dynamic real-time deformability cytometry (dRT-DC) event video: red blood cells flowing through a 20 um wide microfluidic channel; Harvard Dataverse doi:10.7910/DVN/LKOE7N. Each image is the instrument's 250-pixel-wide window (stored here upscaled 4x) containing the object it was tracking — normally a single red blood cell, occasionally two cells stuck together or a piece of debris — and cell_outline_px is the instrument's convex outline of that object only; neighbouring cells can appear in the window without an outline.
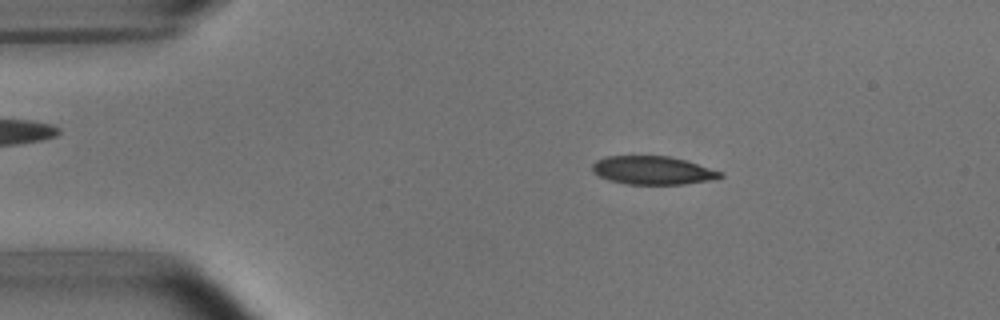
{"species": "common noctule bat (a hibernating species)", "species_latin": "Nyctalus noctula", "temperature_condition": "room temperature", "stored_images_in_passage": 51, "camera_frame_rate_fps": 3000, "um_per_image_px": 0.085, "animal": {"sex": "male", "body_mass_g": 15.6}, "frame": {"image": 1, "passage_image": 8, "time_ms": 2.333, "image_size_px": [1000, 320], "cell_outline_px": [[724, 176], [716, 180], [684, 184], [628, 184], [608, 180], [600, 176], [592, 168], [592, 164], [596, 160], [608, 156], [668, 156], [684, 160], [724, 172]], "centroid_in_image_um": [55.54, 14.49], "position_along_channel_um": 29.5, "area_um2": 21.1}}
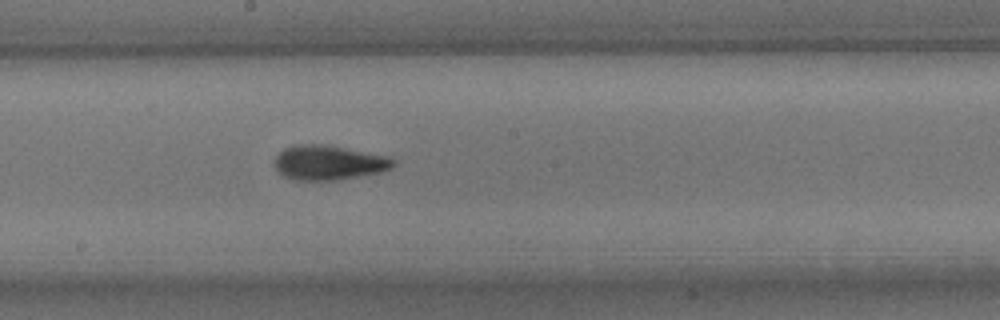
{"frame": {"image": 2, "passage_image": 27, "time_ms": 8.667, "image_size_px": [1000, 320], "cell_outline_px": [[396, 164], [392, 168], [380, 172], [336, 180], [292, 180], [284, 176], [276, 168], [276, 156], [284, 148], [296, 144], [320, 144], [344, 148], [388, 156], [396, 160]], "centroid_in_image_um": [27.95, 13.82], "position_along_channel_um": 220.2, "area_um2": 23.76}}
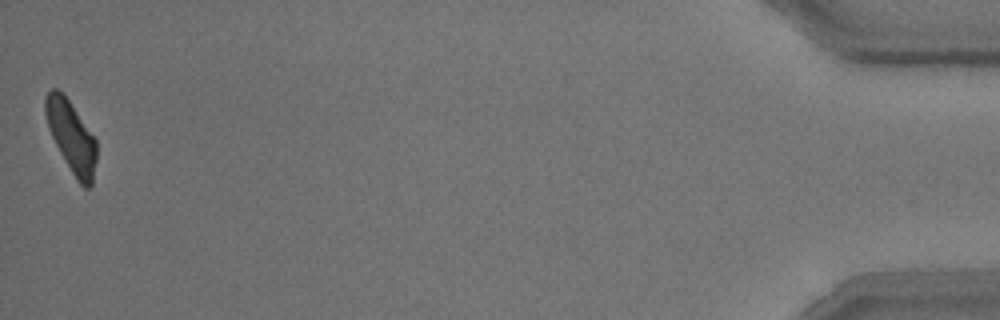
{"frame": {"image": 3, "passage_image": 51, "time_ms": 16.667, "image_size_px": [1000, 320], "cell_outline_px": [[96, 160], [92, 184], [88, 188], [84, 188], [76, 180], [60, 152], [48, 128], [44, 112], [44, 96], [52, 88], [56, 88], [68, 100], [96, 140]], "centroid_in_image_um": [6.04, 11.63], "position_along_channel_um": 429.2, "area_um2": 20.92}, "authors_computed_cell_mechanics": {"area_um2": 22.4842, "velocity_mm_per_s": 3.7704, "shape_relaxation_time_tau1_ms": 4.0719, "shape_relaxation_time_tau2_ms": 1.9234, "deformation_change_tau1": 0.1682, "deformation_change_tau2": 0.0855}}